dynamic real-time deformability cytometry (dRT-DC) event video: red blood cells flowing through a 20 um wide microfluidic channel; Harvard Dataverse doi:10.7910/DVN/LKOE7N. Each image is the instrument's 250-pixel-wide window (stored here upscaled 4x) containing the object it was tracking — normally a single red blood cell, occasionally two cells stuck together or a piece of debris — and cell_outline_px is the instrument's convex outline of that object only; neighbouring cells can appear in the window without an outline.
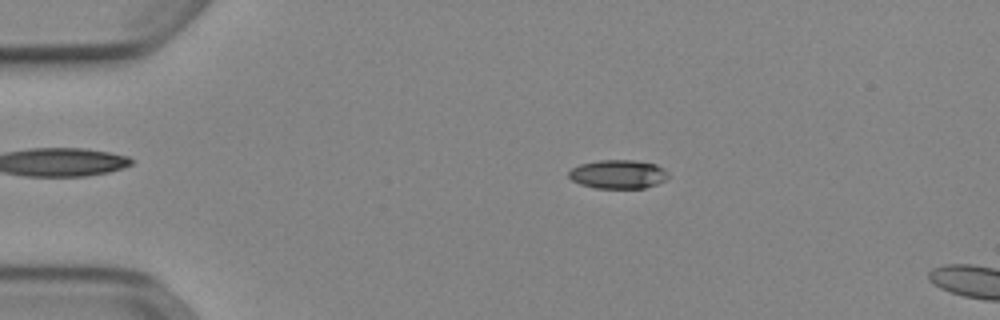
{"species": "Egyptian fruit bat (a non-hibernating species)", "species_latin": "Rousettus aegyptiacus", "temperature_condition": "cold", "stored_images_in_passage": 15, "camera_frame_rate_fps": 3000, "um_per_image_px": 0.085, "animal": {"sex": "female"}, "frame": {"image": 1, "passage_image": 11, "time_ms": 3.333, "image_size_px": [1000, 320], "cell_outline_px": [[668, 176], [664, 180], [656, 184], [644, 188], [596, 188], [580, 184], [572, 180], [568, 176], [568, 172], [572, 168], [580, 164], [600, 160], [636, 160], [656, 164], [664, 168], [668, 172]], "centroid_in_image_um": [52.54, 14.8], "position_along_channel_um": 32.5, "area_um2": 16.7}}